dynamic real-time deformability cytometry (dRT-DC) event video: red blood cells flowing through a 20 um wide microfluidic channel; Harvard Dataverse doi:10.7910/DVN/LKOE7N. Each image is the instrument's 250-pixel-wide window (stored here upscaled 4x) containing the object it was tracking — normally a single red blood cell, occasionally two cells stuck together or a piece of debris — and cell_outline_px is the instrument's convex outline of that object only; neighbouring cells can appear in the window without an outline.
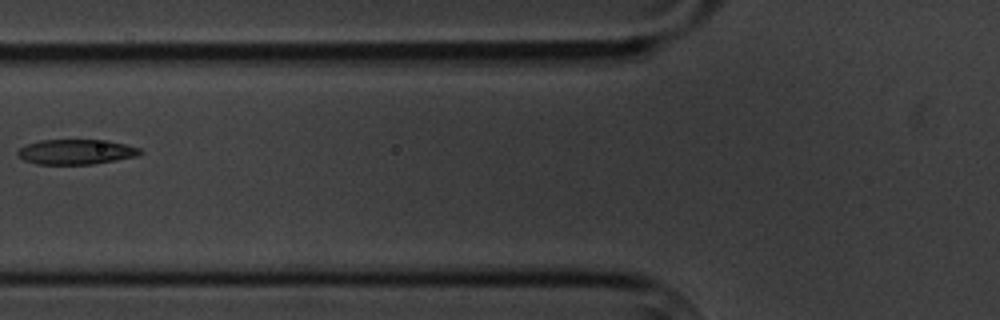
{"species": "common noctule bat (a hibernating species)", "species_latin": "Nyctalus noctula", "temperature_condition": "cold", "stored_images_in_passage": 11, "camera_frame_rate_fps": 3000, "um_per_image_px": 0.085, "animal": {"sex": "male", "body_mass_g": 20.1, "forearm_length_mm": 53.5}, "frame": {"image": 1, "passage_image": 2, "time_ms": 1.333, "image_size_px": [1000, 320], "cell_outline_px": [[144, 152], [136, 156], [116, 160], [92, 164], [36, 164], [24, 160], [16, 156], [16, 152], [20, 148], [28, 144], [40, 140], [108, 140], [140, 148]], "centroid_in_image_um": [6.45, 12.91], "position_along_channel_um": 119.3, "area_um2": 17.86}}
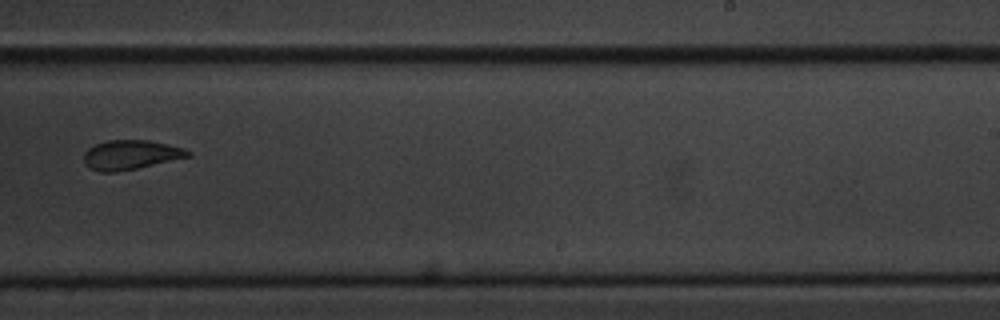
{"frame": {"image": 2, "passage_image": 6, "time_ms": 6.0, "image_size_px": [1000, 320], "cell_outline_px": [[192, 156], [136, 168], [116, 172], [100, 172], [84, 164], [84, 152], [88, 148], [96, 144], [108, 140], [148, 140], [184, 148], [192, 152]], "centroid_in_image_um": [11.11, 13.15], "position_along_channel_um": 277.9, "area_um2": 17.74}}
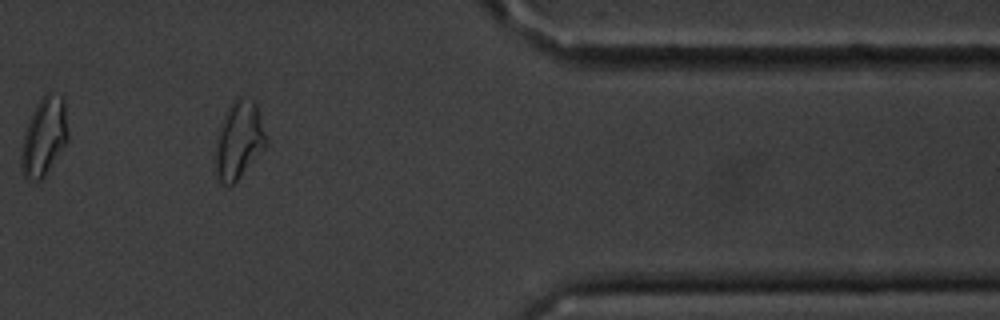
{"frame": {"image": 3, "passage_image": 9, "time_ms": 10.0, "image_size_px": [1000, 320], "cell_outline_px": [[268, 144], [236, 180], [232, 184], [220, 184], [216, 176], [212, 164], [216, 144], [224, 112], [232, 100], [236, 96], [244, 96], [252, 100], [256, 104], [268, 140]], "centroid_in_image_um": [20.27, 11.89], "position_along_channel_um": 391.1, "area_um2": 23.24}}